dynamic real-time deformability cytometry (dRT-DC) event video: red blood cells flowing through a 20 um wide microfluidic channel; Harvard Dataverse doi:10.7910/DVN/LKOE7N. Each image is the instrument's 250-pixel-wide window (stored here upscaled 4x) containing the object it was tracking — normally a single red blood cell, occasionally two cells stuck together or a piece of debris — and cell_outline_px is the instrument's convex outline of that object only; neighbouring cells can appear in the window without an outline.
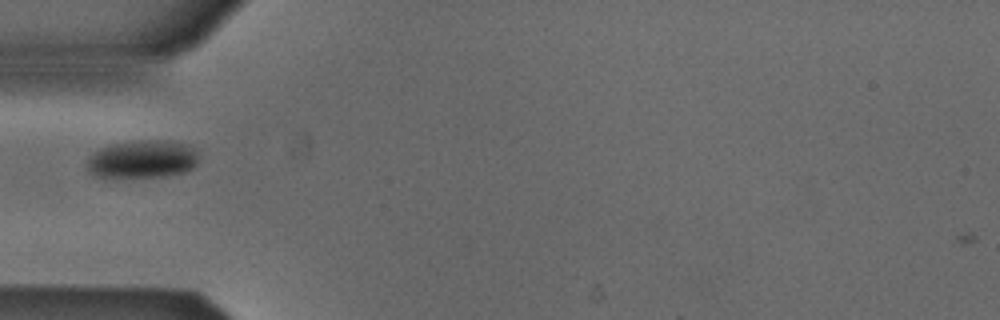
{"species": "Egyptian fruit bat (a non-hibernating species)", "species_latin": "Rousettus aegyptiacus", "temperature_condition": "cold", "stored_images_in_passage": 4, "camera_frame_rate_fps": 3000, "um_per_image_px": 0.085, "animal": {"sex": "male"}, "frame": {"image": 1, "passage_image": 3, "time_ms": 0.667, "image_size_px": [1000, 320], "cell_outline_px": [[196, 164], [192, 168], [184, 172], [164, 176], [96, 176], [88, 172], [88, 156], [92, 152], [108, 144], [136, 140], [160, 140], [188, 144], [196, 152]], "centroid_in_image_um": [12.06, 13.5], "position_along_channel_um": 72.9, "area_um2": 24.45}}
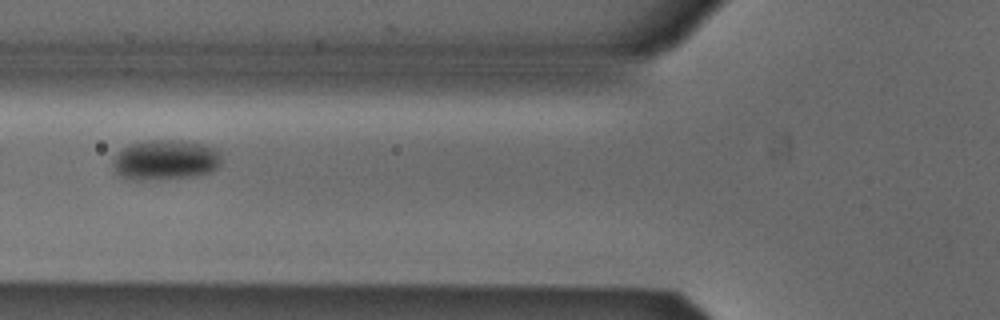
{"frame": {"image": 2, "passage_image": 4, "time_ms": 1.0, "image_size_px": [1000, 320], "cell_outline_px": [[220, 164], [212, 172], [188, 176], [140, 180], [132, 180], [120, 176], [116, 172], [112, 164], [112, 160], [124, 148], [132, 144], [144, 140], [180, 140], [204, 144], [216, 148], [220, 152]], "centroid_in_image_um": [14.07, 13.58], "position_along_channel_um": 111.7, "area_um2": 25.2}}